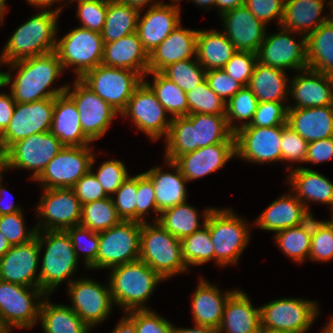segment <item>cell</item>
<instances>
[{
    "label": "cell",
    "mask_w": 333,
    "mask_h": 333,
    "mask_svg": "<svg viewBox=\"0 0 333 333\" xmlns=\"http://www.w3.org/2000/svg\"><path fill=\"white\" fill-rule=\"evenodd\" d=\"M167 136L166 160L193 152L212 144L235 142L226 115L189 114L171 119Z\"/></svg>",
    "instance_id": "cell-1"
},
{
    "label": "cell",
    "mask_w": 333,
    "mask_h": 333,
    "mask_svg": "<svg viewBox=\"0 0 333 333\" xmlns=\"http://www.w3.org/2000/svg\"><path fill=\"white\" fill-rule=\"evenodd\" d=\"M8 64H11L13 68L20 67L11 86V95L16 103H31L41 99L55 98L66 91L67 86L45 91L63 69L55 51Z\"/></svg>",
    "instance_id": "cell-2"
},
{
    "label": "cell",
    "mask_w": 333,
    "mask_h": 333,
    "mask_svg": "<svg viewBox=\"0 0 333 333\" xmlns=\"http://www.w3.org/2000/svg\"><path fill=\"white\" fill-rule=\"evenodd\" d=\"M60 8L45 10L21 25L11 36L0 56L2 63L49 54L56 50V22Z\"/></svg>",
    "instance_id": "cell-3"
},
{
    "label": "cell",
    "mask_w": 333,
    "mask_h": 333,
    "mask_svg": "<svg viewBox=\"0 0 333 333\" xmlns=\"http://www.w3.org/2000/svg\"><path fill=\"white\" fill-rule=\"evenodd\" d=\"M112 269L109 289L113 302L125 307L126 313L131 310L146 309L142 304L163 278L141 260L115 266Z\"/></svg>",
    "instance_id": "cell-4"
},
{
    "label": "cell",
    "mask_w": 333,
    "mask_h": 333,
    "mask_svg": "<svg viewBox=\"0 0 333 333\" xmlns=\"http://www.w3.org/2000/svg\"><path fill=\"white\" fill-rule=\"evenodd\" d=\"M143 222L140 233L139 260L148 264L163 279L187 270L182 256L181 240L158 222Z\"/></svg>",
    "instance_id": "cell-5"
},
{
    "label": "cell",
    "mask_w": 333,
    "mask_h": 333,
    "mask_svg": "<svg viewBox=\"0 0 333 333\" xmlns=\"http://www.w3.org/2000/svg\"><path fill=\"white\" fill-rule=\"evenodd\" d=\"M79 79L119 114L144 80L138 72L103 64L85 72Z\"/></svg>",
    "instance_id": "cell-6"
},
{
    "label": "cell",
    "mask_w": 333,
    "mask_h": 333,
    "mask_svg": "<svg viewBox=\"0 0 333 333\" xmlns=\"http://www.w3.org/2000/svg\"><path fill=\"white\" fill-rule=\"evenodd\" d=\"M45 234L44 238H41L37 231L36 236L39 242H47L41 271L37 277L39 288L46 294L72 275L78 257H76L70 236L66 231L45 230Z\"/></svg>",
    "instance_id": "cell-7"
},
{
    "label": "cell",
    "mask_w": 333,
    "mask_h": 333,
    "mask_svg": "<svg viewBox=\"0 0 333 333\" xmlns=\"http://www.w3.org/2000/svg\"><path fill=\"white\" fill-rule=\"evenodd\" d=\"M142 223L121 220L98 233L97 268H113L139 260Z\"/></svg>",
    "instance_id": "cell-8"
},
{
    "label": "cell",
    "mask_w": 333,
    "mask_h": 333,
    "mask_svg": "<svg viewBox=\"0 0 333 333\" xmlns=\"http://www.w3.org/2000/svg\"><path fill=\"white\" fill-rule=\"evenodd\" d=\"M230 210L212 209L205 225L209 228L217 263L236 264L249 238L246 225Z\"/></svg>",
    "instance_id": "cell-9"
},
{
    "label": "cell",
    "mask_w": 333,
    "mask_h": 333,
    "mask_svg": "<svg viewBox=\"0 0 333 333\" xmlns=\"http://www.w3.org/2000/svg\"><path fill=\"white\" fill-rule=\"evenodd\" d=\"M104 42L101 33L86 28H76L56 43V50L63 68L76 65L80 78L85 72L101 64Z\"/></svg>",
    "instance_id": "cell-10"
},
{
    "label": "cell",
    "mask_w": 333,
    "mask_h": 333,
    "mask_svg": "<svg viewBox=\"0 0 333 333\" xmlns=\"http://www.w3.org/2000/svg\"><path fill=\"white\" fill-rule=\"evenodd\" d=\"M55 98H46L31 103H16L6 130L0 135L3 150L33 134L50 131Z\"/></svg>",
    "instance_id": "cell-11"
},
{
    "label": "cell",
    "mask_w": 333,
    "mask_h": 333,
    "mask_svg": "<svg viewBox=\"0 0 333 333\" xmlns=\"http://www.w3.org/2000/svg\"><path fill=\"white\" fill-rule=\"evenodd\" d=\"M88 146H64L35 179L45 189L72 188L95 161Z\"/></svg>",
    "instance_id": "cell-12"
},
{
    "label": "cell",
    "mask_w": 333,
    "mask_h": 333,
    "mask_svg": "<svg viewBox=\"0 0 333 333\" xmlns=\"http://www.w3.org/2000/svg\"><path fill=\"white\" fill-rule=\"evenodd\" d=\"M63 147L50 131L33 134L16 142L5 152L6 168L33 169L32 178L36 179Z\"/></svg>",
    "instance_id": "cell-13"
},
{
    "label": "cell",
    "mask_w": 333,
    "mask_h": 333,
    "mask_svg": "<svg viewBox=\"0 0 333 333\" xmlns=\"http://www.w3.org/2000/svg\"><path fill=\"white\" fill-rule=\"evenodd\" d=\"M318 314L315 302L274 300L260 307L261 328L305 333Z\"/></svg>",
    "instance_id": "cell-14"
},
{
    "label": "cell",
    "mask_w": 333,
    "mask_h": 333,
    "mask_svg": "<svg viewBox=\"0 0 333 333\" xmlns=\"http://www.w3.org/2000/svg\"><path fill=\"white\" fill-rule=\"evenodd\" d=\"M28 288L0 280V321L8 333L9 326L31 328L37 320L41 301L34 305L32 296L39 298L45 293L40 288H35L32 293Z\"/></svg>",
    "instance_id": "cell-15"
},
{
    "label": "cell",
    "mask_w": 333,
    "mask_h": 333,
    "mask_svg": "<svg viewBox=\"0 0 333 333\" xmlns=\"http://www.w3.org/2000/svg\"><path fill=\"white\" fill-rule=\"evenodd\" d=\"M74 91L65 93L76 104L80 124L84 134L91 140L100 138L109 127L112 118L118 114L107 102L96 95L79 78L74 84Z\"/></svg>",
    "instance_id": "cell-16"
},
{
    "label": "cell",
    "mask_w": 333,
    "mask_h": 333,
    "mask_svg": "<svg viewBox=\"0 0 333 333\" xmlns=\"http://www.w3.org/2000/svg\"><path fill=\"white\" fill-rule=\"evenodd\" d=\"M166 112L154 92L143 80L121 114L130 115L137 128L156 140L163 134H166V138L168 136L172 120L166 122Z\"/></svg>",
    "instance_id": "cell-17"
},
{
    "label": "cell",
    "mask_w": 333,
    "mask_h": 333,
    "mask_svg": "<svg viewBox=\"0 0 333 333\" xmlns=\"http://www.w3.org/2000/svg\"><path fill=\"white\" fill-rule=\"evenodd\" d=\"M236 156L253 162L280 161L282 125L244 126L235 133Z\"/></svg>",
    "instance_id": "cell-18"
},
{
    "label": "cell",
    "mask_w": 333,
    "mask_h": 333,
    "mask_svg": "<svg viewBox=\"0 0 333 333\" xmlns=\"http://www.w3.org/2000/svg\"><path fill=\"white\" fill-rule=\"evenodd\" d=\"M289 30L265 37L257 51V61L284 71V68H308L306 36L296 43L289 36Z\"/></svg>",
    "instance_id": "cell-19"
},
{
    "label": "cell",
    "mask_w": 333,
    "mask_h": 333,
    "mask_svg": "<svg viewBox=\"0 0 333 333\" xmlns=\"http://www.w3.org/2000/svg\"><path fill=\"white\" fill-rule=\"evenodd\" d=\"M42 244L36 236L27 243L12 245L0 258V280L39 288V279H34V276Z\"/></svg>",
    "instance_id": "cell-20"
},
{
    "label": "cell",
    "mask_w": 333,
    "mask_h": 333,
    "mask_svg": "<svg viewBox=\"0 0 333 333\" xmlns=\"http://www.w3.org/2000/svg\"><path fill=\"white\" fill-rule=\"evenodd\" d=\"M44 194L37 208L49 220L44 224L45 230L65 231L80 225L82 204L72 188L45 189Z\"/></svg>",
    "instance_id": "cell-21"
},
{
    "label": "cell",
    "mask_w": 333,
    "mask_h": 333,
    "mask_svg": "<svg viewBox=\"0 0 333 333\" xmlns=\"http://www.w3.org/2000/svg\"><path fill=\"white\" fill-rule=\"evenodd\" d=\"M69 293L73 301L70 307L88 326L101 322L110 313L112 296L110 289L92 280H70Z\"/></svg>",
    "instance_id": "cell-22"
},
{
    "label": "cell",
    "mask_w": 333,
    "mask_h": 333,
    "mask_svg": "<svg viewBox=\"0 0 333 333\" xmlns=\"http://www.w3.org/2000/svg\"><path fill=\"white\" fill-rule=\"evenodd\" d=\"M224 18L226 36L237 51L257 53L265 38V25L245 5L221 14Z\"/></svg>",
    "instance_id": "cell-23"
},
{
    "label": "cell",
    "mask_w": 333,
    "mask_h": 333,
    "mask_svg": "<svg viewBox=\"0 0 333 333\" xmlns=\"http://www.w3.org/2000/svg\"><path fill=\"white\" fill-rule=\"evenodd\" d=\"M179 14L178 5H164L159 2L152 5L141 20L139 13L136 32L148 54L179 26Z\"/></svg>",
    "instance_id": "cell-24"
},
{
    "label": "cell",
    "mask_w": 333,
    "mask_h": 333,
    "mask_svg": "<svg viewBox=\"0 0 333 333\" xmlns=\"http://www.w3.org/2000/svg\"><path fill=\"white\" fill-rule=\"evenodd\" d=\"M236 155L235 142H223L178 156L173 162L187 181L208 175Z\"/></svg>",
    "instance_id": "cell-25"
},
{
    "label": "cell",
    "mask_w": 333,
    "mask_h": 333,
    "mask_svg": "<svg viewBox=\"0 0 333 333\" xmlns=\"http://www.w3.org/2000/svg\"><path fill=\"white\" fill-rule=\"evenodd\" d=\"M198 30L182 29L180 25L149 54L148 72H161L178 61L190 59L197 50Z\"/></svg>",
    "instance_id": "cell-26"
},
{
    "label": "cell",
    "mask_w": 333,
    "mask_h": 333,
    "mask_svg": "<svg viewBox=\"0 0 333 333\" xmlns=\"http://www.w3.org/2000/svg\"><path fill=\"white\" fill-rule=\"evenodd\" d=\"M149 54L144 49L137 32L119 40L104 43L101 64L138 72L142 77L148 74Z\"/></svg>",
    "instance_id": "cell-27"
},
{
    "label": "cell",
    "mask_w": 333,
    "mask_h": 333,
    "mask_svg": "<svg viewBox=\"0 0 333 333\" xmlns=\"http://www.w3.org/2000/svg\"><path fill=\"white\" fill-rule=\"evenodd\" d=\"M287 125L308 143L333 137V105L288 108Z\"/></svg>",
    "instance_id": "cell-28"
},
{
    "label": "cell",
    "mask_w": 333,
    "mask_h": 333,
    "mask_svg": "<svg viewBox=\"0 0 333 333\" xmlns=\"http://www.w3.org/2000/svg\"><path fill=\"white\" fill-rule=\"evenodd\" d=\"M306 76H297L292 82L291 91L297 104L288 108H310L333 105V76L311 68L303 69Z\"/></svg>",
    "instance_id": "cell-29"
},
{
    "label": "cell",
    "mask_w": 333,
    "mask_h": 333,
    "mask_svg": "<svg viewBox=\"0 0 333 333\" xmlns=\"http://www.w3.org/2000/svg\"><path fill=\"white\" fill-rule=\"evenodd\" d=\"M50 132L66 147L91 142L82 130L76 104L66 93L55 97Z\"/></svg>",
    "instance_id": "cell-30"
},
{
    "label": "cell",
    "mask_w": 333,
    "mask_h": 333,
    "mask_svg": "<svg viewBox=\"0 0 333 333\" xmlns=\"http://www.w3.org/2000/svg\"><path fill=\"white\" fill-rule=\"evenodd\" d=\"M259 333L261 330L260 308L252 306L241 291H234L227 299L218 333Z\"/></svg>",
    "instance_id": "cell-31"
},
{
    "label": "cell",
    "mask_w": 333,
    "mask_h": 333,
    "mask_svg": "<svg viewBox=\"0 0 333 333\" xmlns=\"http://www.w3.org/2000/svg\"><path fill=\"white\" fill-rule=\"evenodd\" d=\"M304 204L296 196H283L272 202L256 223L263 230L275 232L301 225L312 216Z\"/></svg>",
    "instance_id": "cell-32"
},
{
    "label": "cell",
    "mask_w": 333,
    "mask_h": 333,
    "mask_svg": "<svg viewBox=\"0 0 333 333\" xmlns=\"http://www.w3.org/2000/svg\"><path fill=\"white\" fill-rule=\"evenodd\" d=\"M166 161L170 167H175L176 174L162 173L159 168H153L144 173L153 183L156 206L159 213L167 208L186 203L184 182L187 180L173 161Z\"/></svg>",
    "instance_id": "cell-33"
},
{
    "label": "cell",
    "mask_w": 333,
    "mask_h": 333,
    "mask_svg": "<svg viewBox=\"0 0 333 333\" xmlns=\"http://www.w3.org/2000/svg\"><path fill=\"white\" fill-rule=\"evenodd\" d=\"M233 292H227L225 296L221 297L216 287L201 279L192 300L195 325L218 329L222 321L225 303Z\"/></svg>",
    "instance_id": "cell-34"
},
{
    "label": "cell",
    "mask_w": 333,
    "mask_h": 333,
    "mask_svg": "<svg viewBox=\"0 0 333 333\" xmlns=\"http://www.w3.org/2000/svg\"><path fill=\"white\" fill-rule=\"evenodd\" d=\"M323 6V0H285L281 27L290 32L299 30L306 33L310 30L312 33L328 21V17L319 18Z\"/></svg>",
    "instance_id": "cell-35"
},
{
    "label": "cell",
    "mask_w": 333,
    "mask_h": 333,
    "mask_svg": "<svg viewBox=\"0 0 333 333\" xmlns=\"http://www.w3.org/2000/svg\"><path fill=\"white\" fill-rule=\"evenodd\" d=\"M236 52L225 33L215 30L198 31L196 58L199 64L206 66V71L223 69Z\"/></svg>",
    "instance_id": "cell-36"
},
{
    "label": "cell",
    "mask_w": 333,
    "mask_h": 333,
    "mask_svg": "<svg viewBox=\"0 0 333 333\" xmlns=\"http://www.w3.org/2000/svg\"><path fill=\"white\" fill-rule=\"evenodd\" d=\"M308 68L333 76V24L327 21L306 34Z\"/></svg>",
    "instance_id": "cell-37"
},
{
    "label": "cell",
    "mask_w": 333,
    "mask_h": 333,
    "mask_svg": "<svg viewBox=\"0 0 333 333\" xmlns=\"http://www.w3.org/2000/svg\"><path fill=\"white\" fill-rule=\"evenodd\" d=\"M283 70L256 63L248 87L259 102H282L286 93V77Z\"/></svg>",
    "instance_id": "cell-38"
},
{
    "label": "cell",
    "mask_w": 333,
    "mask_h": 333,
    "mask_svg": "<svg viewBox=\"0 0 333 333\" xmlns=\"http://www.w3.org/2000/svg\"><path fill=\"white\" fill-rule=\"evenodd\" d=\"M290 181L298 191L295 196L300 201H303V197L307 198L306 200L333 205V183L318 172L299 167L291 172Z\"/></svg>",
    "instance_id": "cell-39"
},
{
    "label": "cell",
    "mask_w": 333,
    "mask_h": 333,
    "mask_svg": "<svg viewBox=\"0 0 333 333\" xmlns=\"http://www.w3.org/2000/svg\"><path fill=\"white\" fill-rule=\"evenodd\" d=\"M139 13L136 8L109 0L105 24L101 31L103 42L116 41L136 32Z\"/></svg>",
    "instance_id": "cell-40"
},
{
    "label": "cell",
    "mask_w": 333,
    "mask_h": 333,
    "mask_svg": "<svg viewBox=\"0 0 333 333\" xmlns=\"http://www.w3.org/2000/svg\"><path fill=\"white\" fill-rule=\"evenodd\" d=\"M41 301L39 318L46 333H88L89 327L68 306Z\"/></svg>",
    "instance_id": "cell-41"
},
{
    "label": "cell",
    "mask_w": 333,
    "mask_h": 333,
    "mask_svg": "<svg viewBox=\"0 0 333 333\" xmlns=\"http://www.w3.org/2000/svg\"><path fill=\"white\" fill-rule=\"evenodd\" d=\"M154 74V84L145 83L154 92L161 105L175 117L189 115V105L186 92L179 88L174 82L165 77L161 72H148Z\"/></svg>",
    "instance_id": "cell-42"
},
{
    "label": "cell",
    "mask_w": 333,
    "mask_h": 333,
    "mask_svg": "<svg viewBox=\"0 0 333 333\" xmlns=\"http://www.w3.org/2000/svg\"><path fill=\"white\" fill-rule=\"evenodd\" d=\"M161 214L156 222L179 240L200 230L196 210L186 203L167 208Z\"/></svg>",
    "instance_id": "cell-43"
},
{
    "label": "cell",
    "mask_w": 333,
    "mask_h": 333,
    "mask_svg": "<svg viewBox=\"0 0 333 333\" xmlns=\"http://www.w3.org/2000/svg\"><path fill=\"white\" fill-rule=\"evenodd\" d=\"M312 216L303 224L277 232L276 239L286 255L302 262L310 252Z\"/></svg>",
    "instance_id": "cell-44"
},
{
    "label": "cell",
    "mask_w": 333,
    "mask_h": 333,
    "mask_svg": "<svg viewBox=\"0 0 333 333\" xmlns=\"http://www.w3.org/2000/svg\"><path fill=\"white\" fill-rule=\"evenodd\" d=\"M121 220L111 196L82 205L80 225L94 232L105 231Z\"/></svg>",
    "instance_id": "cell-45"
},
{
    "label": "cell",
    "mask_w": 333,
    "mask_h": 333,
    "mask_svg": "<svg viewBox=\"0 0 333 333\" xmlns=\"http://www.w3.org/2000/svg\"><path fill=\"white\" fill-rule=\"evenodd\" d=\"M212 209L204 213L203 229L195 231L181 240L182 256L186 266L199 265L214 259V246L210 238L209 228L205 221Z\"/></svg>",
    "instance_id": "cell-46"
},
{
    "label": "cell",
    "mask_w": 333,
    "mask_h": 333,
    "mask_svg": "<svg viewBox=\"0 0 333 333\" xmlns=\"http://www.w3.org/2000/svg\"><path fill=\"white\" fill-rule=\"evenodd\" d=\"M199 67L201 64L199 66L191 59H186L168 65L161 73L187 93L206 80L207 71Z\"/></svg>",
    "instance_id": "cell-47"
},
{
    "label": "cell",
    "mask_w": 333,
    "mask_h": 333,
    "mask_svg": "<svg viewBox=\"0 0 333 333\" xmlns=\"http://www.w3.org/2000/svg\"><path fill=\"white\" fill-rule=\"evenodd\" d=\"M189 114L226 115V103L209 87L207 81L186 93Z\"/></svg>",
    "instance_id": "cell-48"
},
{
    "label": "cell",
    "mask_w": 333,
    "mask_h": 333,
    "mask_svg": "<svg viewBox=\"0 0 333 333\" xmlns=\"http://www.w3.org/2000/svg\"><path fill=\"white\" fill-rule=\"evenodd\" d=\"M258 99L248 86H243L226 103V121L229 129L235 133L241 127L249 125L254 117L258 105ZM228 106V107H227ZM251 119L242 126H233L232 119Z\"/></svg>",
    "instance_id": "cell-49"
},
{
    "label": "cell",
    "mask_w": 333,
    "mask_h": 333,
    "mask_svg": "<svg viewBox=\"0 0 333 333\" xmlns=\"http://www.w3.org/2000/svg\"><path fill=\"white\" fill-rule=\"evenodd\" d=\"M309 257L317 261H329L333 258V225L330 221H316L312 216Z\"/></svg>",
    "instance_id": "cell-50"
},
{
    "label": "cell",
    "mask_w": 333,
    "mask_h": 333,
    "mask_svg": "<svg viewBox=\"0 0 333 333\" xmlns=\"http://www.w3.org/2000/svg\"><path fill=\"white\" fill-rule=\"evenodd\" d=\"M117 198L112 201L118 216L122 220L136 221L137 175L128 177L116 190Z\"/></svg>",
    "instance_id": "cell-51"
},
{
    "label": "cell",
    "mask_w": 333,
    "mask_h": 333,
    "mask_svg": "<svg viewBox=\"0 0 333 333\" xmlns=\"http://www.w3.org/2000/svg\"><path fill=\"white\" fill-rule=\"evenodd\" d=\"M109 0H85L78 3L82 28L101 33L105 24Z\"/></svg>",
    "instance_id": "cell-52"
},
{
    "label": "cell",
    "mask_w": 333,
    "mask_h": 333,
    "mask_svg": "<svg viewBox=\"0 0 333 333\" xmlns=\"http://www.w3.org/2000/svg\"><path fill=\"white\" fill-rule=\"evenodd\" d=\"M257 62L256 53L237 51L225 64L223 70L243 86H248Z\"/></svg>",
    "instance_id": "cell-53"
},
{
    "label": "cell",
    "mask_w": 333,
    "mask_h": 333,
    "mask_svg": "<svg viewBox=\"0 0 333 333\" xmlns=\"http://www.w3.org/2000/svg\"><path fill=\"white\" fill-rule=\"evenodd\" d=\"M38 224L26 234L21 212L0 216V232L11 245L24 244L34 239L37 231L39 232L40 223Z\"/></svg>",
    "instance_id": "cell-54"
},
{
    "label": "cell",
    "mask_w": 333,
    "mask_h": 333,
    "mask_svg": "<svg viewBox=\"0 0 333 333\" xmlns=\"http://www.w3.org/2000/svg\"><path fill=\"white\" fill-rule=\"evenodd\" d=\"M288 107L282 102H258L252 122L247 126L273 127L287 123Z\"/></svg>",
    "instance_id": "cell-55"
},
{
    "label": "cell",
    "mask_w": 333,
    "mask_h": 333,
    "mask_svg": "<svg viewBox=\"0 0 333 333\" xmlns=\"http://www.w3.org/2000/svg\"><path fill=\"white\" fill-rule=\"evenodd\" d=\"M67 234L70 236L71 242L73 244V248L78 256V246L81 244V239L84 238V235H88L90 237V242L86 245H82L81 250L85 251V264L89 268H97V253L99 249V237L98 232H94L89 228L83 227L81 225H76L65 230Z\"/></svg>",
    "instance_id": "cell-56"
},
{
    "label": "cell",
    "mask_w": 333,
    "mask_h": 333,
    "mask_svg": "<svg viewBox=\"0 0 333 333\" xmlns=\"http://www.w3.org/2000/svg\"><path fill=\"white\" fill-rule=\"evenodd\" d=\"M128 312L127 317L134 323L137 333H174V327L167 320L148 309Z\"/></svg>",
    "instance_id": "cell-57"
},
{
    "label": "cell",
    "mask_w": 333,
    "mask_h": 333,
    "mask_svg": "<svg viewBox=\"0 0 333 333\" xmlns=\"http://www.w3.org/2000/svg\"><path fill=\"white\" fill-rule=\"evenodd\" d=\"M308 142L286 124L282 125L281 160L305 162Z\"/></svg>",
    "instance_id": "cell-58"
},
{
    "label": "cell",
    "mask_w": 333,
    "mask_h": 333,
    "mask_svg": "<svg viewBox=\"0 0 333 333\" xmlns=\"http://www.w3.org/2000/svg\"><path fill=\"white\" fill-rule=\"evenodd\" d=\"M106 194H113L128 178L127 170L124 164L118 160L106 161L94 174Z\"/></svg>",
    "instance_id": "cell-59"
},
{
    "label": "cell",
    "mask_w": 333,
    "mask_h": 333,
    "mask_svg": "<svg viewBox=\"0 0 333 333\" xmlns=\"http://www.w3.org/2000/svg\"><path fill=\"white\" fill-rule=\"evenodd\" d=\"M209 87L226 103V97H233L243 85L229 76L223 69L206 72Z\"/></svg>",
    "instance_id": "cell-60"
},
{
    "label": "cell",
    "mask_w": 333,
    "mask_h": 333,
    "mask_svg": "<svg viewBox=\"0 0 333 333\" xmlns=\"http://www.w3.org/2000/svg\"><path fill=\"white\" fill-rule=\"evenodd\" d=\"M90 170L72 187L82 205L110 197Z\"/></svg>",
    "instance_id": "cell-61"
},
{
    "label": "cell",
    "mask_w": 333,
    "mask_h": 333,
    "mask_svg": "<svg viewBox=\"0 0 333 333\" xmlns=\"http://www.w3.org/2000/svg\"><path fill=\"white\" fill-rule=\"evenodd\" d=\"M285 0H244L248 10L264 24L272 18L278 17L281 24L284 14Z\"/></svg>",
    "instance_id": "cell-62"
},
{
    "label": "cell",
    "mask_w": 333,
    "mask_h": 333,
    "mask_svg": "<svg viewBox=\"0 0 333 333\" xmlns=\"http://www.w3.org/2000/svg\"><path fill=\"white\" fill-rule=\"evenodd\" d=\"M137 203H136V221L145 222L143 214L148 208L154 209L153 212H159L156 206V198L152 181L144 174L137 175Z\"/></svg>",
    "instance_id": "cell-63"
},
{
    "label": "cell",
    "mask_w": 333,
    "mask_h": 333,
    "mask_svg": "<svg viewBox=\"0 0 333 333\" xmlns=\"http://www.w3.org/2000/svg\"><path fill=\"white\" fill-rule=\"evenodd\" d=\"M333 157V137L308 143L305 162L320 163Z\"/></svg>",
    "instance_id": "cell-64"
},
{
    "label": "cell",
    "mask_w": 333,
    "mask_h": 333,
    "mask_svg": "<svg viewBox=\"0 0 333 333\" xmlns=\"http://www.w3.org/2000/svg\"><path fill=\"white\" fill-rule=\"evenodd\" d=\"M12 95L0 94V135L6 130L15 108Z\"/></svg>",
    "instance_id": "cell-65"
},
{
    "label": "cell",
    "mask_w": 333,
    "mask_h": 333,
    "mask_svg": "<svg viewBox=\"0 0 333 333\" xmlns=\"http://www.w3.org/2000/svg\"><path fill=\"white\" fill-rule=\"evenodd\" d=\"M112 333H137L134 323L126 316Z\"/></svg>",
    "instance_id": "cell-66"
},
{
    "label": "cell",
    "mask_w": 333,
    "mask_h": 333,
    "mask_svg": "<svg viewBox=\"0 0 333 333\" xmlns=\"http://www.w3.org/2000/svg\"><path fill=\"white\" fill-rule=\"evenodd\" d=\"M221 7V14L244 5V0H215V6Z\"/></svg>",
    "instance_id": "cell-67"
},
{
    "label": "cell",
    "mask_w": 333,
    "mask_h": 333,
    "mask_svg": "<svg viewBox=\"0 0 333 333\" xmlns=\"http://www.w3.org/2000/svg\"><path fill=\"white\" fill-rule=\"evenodd\" d=\"M174 333H218V330L208 326H202L196 324V327L193 329H176L174 328Z\"/></svg>",
    "instance_id": "cell-68"
},
{
    "label": "cell",
    "mask_w": 333,
    "mask_h": 333,
    "mask_svg": "<svg viewBox=\"0 0 333 333\" xmlns=\"http://www.w3.org/2000/svg\"><path fill=\"white\" fill-rule=\"evenodd\" d=\"M0 181H1V179H0ZM2 192H6V190L2 189V187L0 185V193H2ZM2 198H4V197H2ZM2 198L0 196V216L21 212V209L19 207H15L12 203L9 205L8 204L4 205L3 203H1V202H3Z\"/></svg>",
    "instance_id": "cell-69"
},
{
    "label": "cell",
    "mask_w": 333,
    "mask_h": 333,
    "mask_svg": "<svg viewBox=\"0 0 333 333\" xmlns=\"http://www.w3.org/2000/svg\"><path fill=\"white\" fill-rule=\"evenodd\" d=\"M115 2L129 5L133 8L140 10L141 7H144L151 0H114Z\"/></svg>",
    "instance_id": "cell-70"
},
{
    "label": "cell",
    "mask_w": 333,
    "mask_h": 333,
    "mask_svg": "<svg viewBox=\"0 0 333 333\" xmlns=\"http://www.w3.org/2000/svg\"><path fill=\"white\" fill-rule=\"evenodd\" d=\"M12 247L9 241L0 232V258Z\"/></svg>",
    "instance_id": "cell-71"
},
{
    "label": "cell",
    "mask_w": 333,
    "mask_h": 333,
    "mask_svg": "<svg viewBox=\"0 0 333 333\" xmlns=\"http://www.w3.org/2000/svg\"><path fill=\"white\" fill-rule=\"evenodd\" d=\"M30 4H34L37 6H50L54 1L56 2L57 0H27Z\"/></svg>",
    "instance_id": "cell-72"
},
{
    "label": "cell",
    "mask_w": 333,
    "mask_h": 333,
    "mask_svg": "<svg viewBox=\"0 0 333 333\" xmlns=\"http://www.w3.org/2000/svg\"><path fill=\"white\" fill-rule=\"evenodd\" d=\"M11 75L8 73L0 72V87L11 83Z\"/></svg>",
    "instance_id": "cell-73"
},
{
    "label": "cell",
    "mask_w": 333,
    "mask_h": 333,
    "mask_svg": "<svg viewBox=\"0 0 333 333\" xmlns=\"http://www.w3.org/2000/svg\"><path fill=\"white\" fill-rule=\"evenodd\" d=\"M6 169V159H5V152H0V179L1 171Z\"/></svg>",
    "instance_id": "cell-74"
},
{
    "label": "cell",
    "mask_w": 333,
    "mask_h": 333,
    "mask_svg": "<svg viewBox=\"0 0 333 333\" xmlns=\"http://www.w3.org/2000/svg\"><path fill=\"white\" fill-rule=\"evenodd\" d=\"M259 333H292V332L261 328Z\"/></svg>",
    "instance_id": "cell-75"
},
{
    "label": "cell",
    "mask_w": 333,
    "mask_h": 333,
    "mask_svg": "<svg viewBox=\"0 0 333 333\" xmlns=\"http://www.w3.org/2000/svg\"><path fill=\"white\" fill-rule=\"evenodd\" d=\"M193 1V0H192ZM196 1L197 4L202 5V6H206L209 4H214L215 5V0H194V2Z\"/></svg>",
    "instance_id": "cell-76"
},
{
    "label": "cell",
    "mask_w": 333,
    "mask_h": 333,
    "mask_svg": "<svg viewBox=\"0 0 333 333\" xmlns=\"http://www.w3.org/2000/svg\"><path fill=\"white\" fill-rule=\"evenodd\" d=\"M323 333H333V318L329 324L324 328Z\"/></svg>",
    "instance_id": "cell-77"
},
{
    "label": "cell",
    "mask_w": 333,
    "mask_h": 333,
    "mask_svg": "<svg viewBox=\"0 0 333 333\" xmlns=\"http://www.w3.org/2000/svg\"><path fill=\"white\" fill-rule=\"evenodd\" d=\"M5 10V0H0V21Z\"/></svg>",
    "instance_id": "cell-78"
},
{
    "label": "cell",
    "mask_w": 333,
    "mask_h": 333,
    "mask_svg": "<svg viewBox=\"0 0 333 333\" xmlns=\"http://www.w3.org/2000/svg\"><path fill=\"white\" fill-rule=\"evenodd\" d=\"M329 5H330V7L332 6V11L331 12H333V1L329 2ZM331 16H333V14ZM328 21L333 24V17L328 18Z\"/></svg>",
    "instance_id": "cell-79"
},
{
    "label": "cell",
    "mask_w": 333,
    "mask_h": 333,
    "mask_svg": "<svg viewBox=\"0 0 333 333\" xmlns=\"http://www.w3.org/2000/svg\"><path fill=\"white\" fill-rule=\"evenodd\" d=\"M0 333H8L5 327L2 325L1 321H0Z\"/></svg>",
    "instance_id": "cell-80"
}]
</instances>
